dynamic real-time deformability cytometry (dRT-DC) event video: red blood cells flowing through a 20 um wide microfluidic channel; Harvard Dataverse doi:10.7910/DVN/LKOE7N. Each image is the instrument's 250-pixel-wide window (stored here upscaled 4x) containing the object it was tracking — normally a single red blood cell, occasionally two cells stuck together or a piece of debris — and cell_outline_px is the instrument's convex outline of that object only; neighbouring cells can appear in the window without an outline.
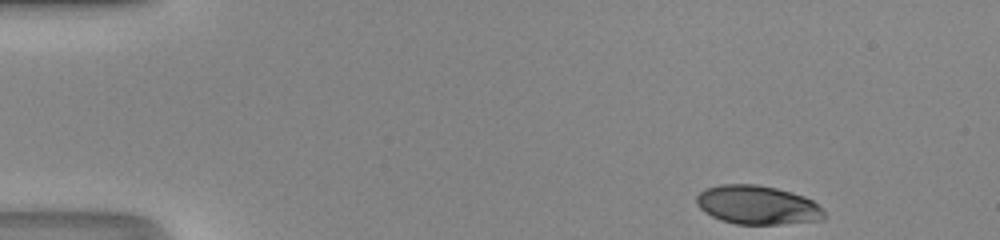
{"species": "human", "species_latin": "Homo sapiens", "temperature_condition": "room temperature", "stored_images_in_passage": 45, "camera_frame_rate_fps": 3000, "um_per_image_px": 0.085, "donor": {"sex": "male"}, "frame": {"image": 1, "passage_image": 1, "time_ms": 0.0, "image_size_px": [1000, 240], "cell_outline_px": [[824, 220], [780, 224], [736, 224], [720, 220], [704, 212], [696, 204], [696, 196], [700, 192], [708, 188], [720, 184], [756, 184], [776, 188], [792, 192], [804, 196], [812, 200], [824, 212]], "centroid_in_image_um": [64.36, 17.43], "position_along_channel_um": 20.6, "area_um2": 28.9}}
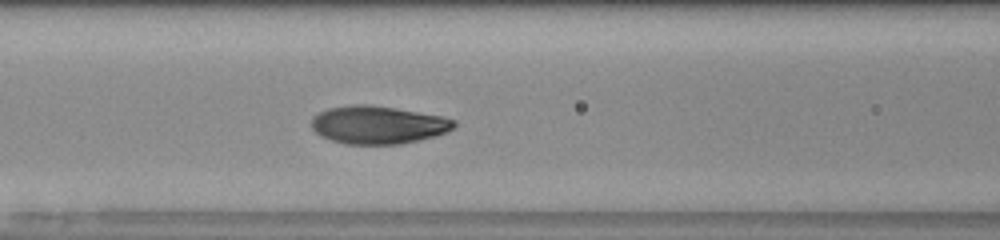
{"frame": {"image": 2, "passage_image": 17, "time_ms": 5.333, "image_size_px": [1000, 240], "cell_outline_px": [[456, 124], [448, 132], [436, 136], [400, 144], [344, 144], [320, 136], [312, 128], [312, 116], [328, 108], [352, 104], [368, 104], [396, 108], [444, 116], [456, 120]], "centroid_in_image_um": [32.15, 10.6], "position_along_channel_um": 134.5, "area_um2": 31.73}}
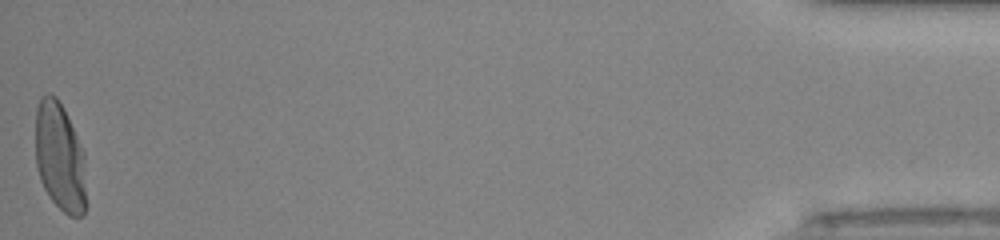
{"frame": {"image": 3, "passage_image": 45, "time_ms": 14.667, "image_size_px": [1000, 240], "cell_outline_px": [[88, 204], [84, 216], [68, 216], [52, 200], [44, 188], [40, 180], [36, 164], [36, 108], [40, 96], [48, 92], [56, 96], [64, 108], [84, 152]], "centroid_in_image_um": [5.12, 13.38], "position_along_channel_um": 430.1, "area_um2": 32.95}, "authors_computed_cell_mechanics": {"area_um2": 31.212, "velocity_mm_per_s": 4.1869, "shape_relaxation_time_tau1_ms": 3.0715, "shape_relaxation_time_tau2_ms": null, "deformation_change_tau1": 0.1772, "deformation_change_tau2": null}}